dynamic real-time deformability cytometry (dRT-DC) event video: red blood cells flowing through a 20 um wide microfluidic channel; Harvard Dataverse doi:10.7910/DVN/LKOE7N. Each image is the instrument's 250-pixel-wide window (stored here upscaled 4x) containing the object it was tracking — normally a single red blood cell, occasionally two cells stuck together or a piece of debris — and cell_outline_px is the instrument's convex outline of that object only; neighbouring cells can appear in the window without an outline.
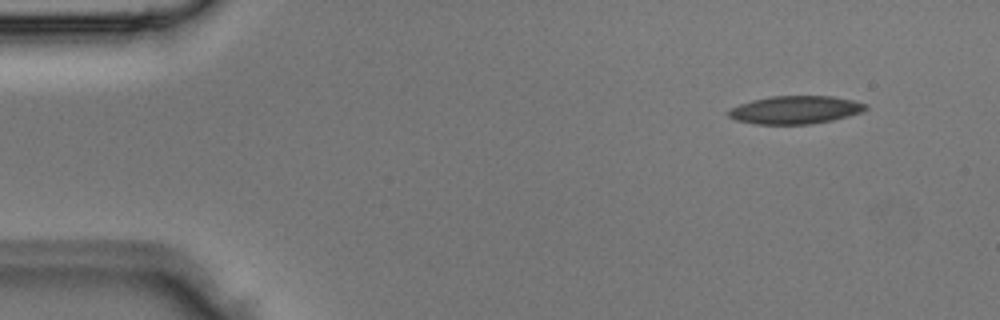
{"species": "Egyptian fruit bat (a non-hibernating species)", "species_latin": "Rousettus aegyptiacus", "temperature_condition": "room temperature", "stored_images_in_passage": 3, "segment_of_instrument_passage": [2, 2], "camera_frame_rate_fps": 3000, "um_per_image_px": 0.085, "animal": {"sex": "male"}, "frame": {"image": 1, "passage_image": 3, "time_ms": 0.667, "image_size_px": [1000, 320], "cell_outline_px": [[868, 108], [864, 112], [832, 120], [808, 124], [756, 124], [736, 120], [728, 116], [728, 112], [732, 108], [740, 104], [752, 100], [772, 96], [832, 96], [852, 100], [868, 104]], "centroid_in_image_um": [67.64, 9.33], "position_along_channel_um": 17.4, "area_um2": 22.31}}